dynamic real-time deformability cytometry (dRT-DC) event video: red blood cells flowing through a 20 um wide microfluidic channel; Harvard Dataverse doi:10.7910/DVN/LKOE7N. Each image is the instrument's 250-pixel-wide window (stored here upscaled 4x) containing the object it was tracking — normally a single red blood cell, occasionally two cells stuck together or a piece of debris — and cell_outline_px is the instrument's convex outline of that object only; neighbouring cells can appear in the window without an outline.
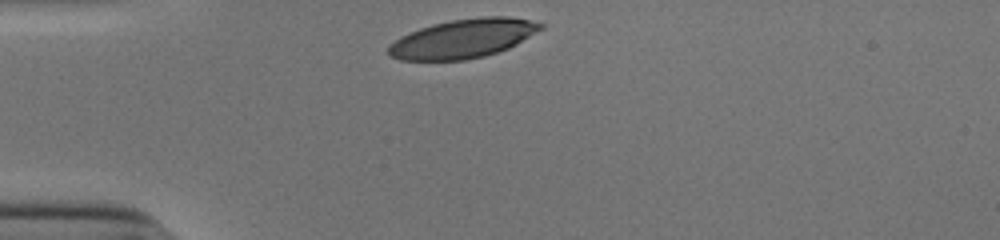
{"species": "human", "species_latin": "Homo sapiens", "temperature_condition": "cold", "stored_images_in_passage": 29, "camera_frame_rate_fps": 3000, "um_per_image_px": 0.085, "donor": {"sex": "male"}, "frame": {"image": 1, "passage_image": 1, "time_ms": 0.0, "image_size_px": [1000, 240], "cell_outline_px": [[544, 28], [516, 44], [508, 48], [484, 56], [464, 60], [400, 60], [392, 56], [388, 52], [388, 44], [400, 36], [420, 28], [432, 24], [452, 20], [480, 16], [508, 16], [528, 20], [544, 24]], "centroid_in_image_um": [39.35, 3.27], "position_along_channel_um": 45.7, "area_um2": 34.45}}
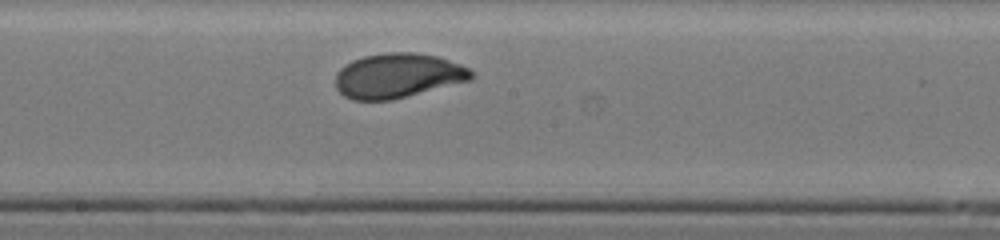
{"frame": {"image": 2, "passage_image": 16, "time_ms": 5.0, "image_size_px": [1000, 240], "cell_outline_px": [[476, 76], [472, 80], [392, 100], [352, 100], [344, 96], [336, 88], [336, 72], [340, 68], [352, 60], [364, 56], [384, 52], [412, 52], [436, 56], [460, 64], [476, 72]], "centroid_in_image_um": [33.83, 6.43], "position_along_channel_um": 214.4, "area_um2": 35.6}}
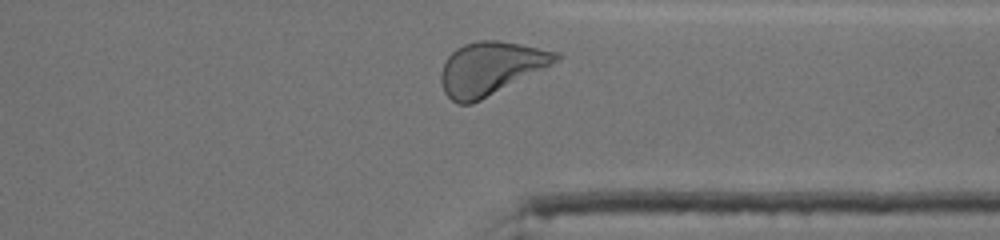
{"frame": {"image": 3, "passage_image": 28, "time_ms": 9.0, "image_size_px": [1000, 240], "cell_outline_px": [[564, 56], [560, 60], [472, 104], [456, 104], [444, 92], [440, 80], [440, 72], [448, 56], [456, 48], [464, 44], [480, 40], [496, 40], [520, 44], [560, 52]], "centroid_in_image_um": [41.69, 5.8], "position_along_channel_um": 369.7, "area_um2": 35.26}, "authors_computed_cell_mechanics": {"area_um2": 34.969, "velocity_mm_per_s": 3.8802, "shape_relaxation_time_tau1_ms": 2.1845, "shape_relaxation_time_tau2_ms": null, "deformation_change_tau1": 0.1336, "deformation_change_tau2": null}}